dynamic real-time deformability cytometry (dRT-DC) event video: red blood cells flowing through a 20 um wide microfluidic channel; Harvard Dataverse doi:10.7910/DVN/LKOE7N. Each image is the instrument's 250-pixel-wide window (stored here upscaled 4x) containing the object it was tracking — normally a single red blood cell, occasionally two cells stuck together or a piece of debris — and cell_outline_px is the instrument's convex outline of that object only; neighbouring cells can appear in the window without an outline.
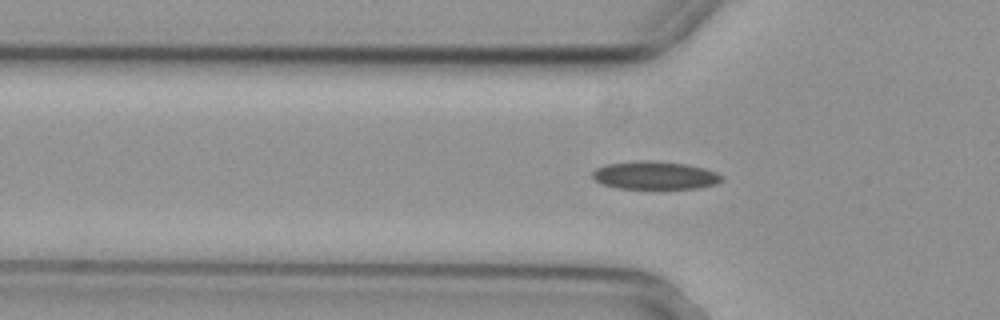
{"species": "common noctule bat (a hibernating species)", "species_latin": "Nyctalus noctula", "temperature_condition": "cold", "stored_images_in_passage": 29, "camera_frame_rate_fps": 3000, "um_per_image_px": 0.085, "animal": {"sex": "female", "body_mass_g": 29.2, "forearm_length_mm": 56.3}, "frame": {"image": 1, "passage_image": 4, "time_ms": 1.0, "image_size_px": [1000, 320], "cell_outline_px": [[724, 180], [716, 184], [700, 188], [616, 188], [600, 184], [592, 176], [592, 172], [596, 168], [608, 164], [640, 160], [648, 160], [684, 164], [704, 168], [716, 172], [724, 176]], "centroid_in_image_um": [55.68, 14.91], "position_along_channel_um": 70.1, "area_um2": 21.1}}
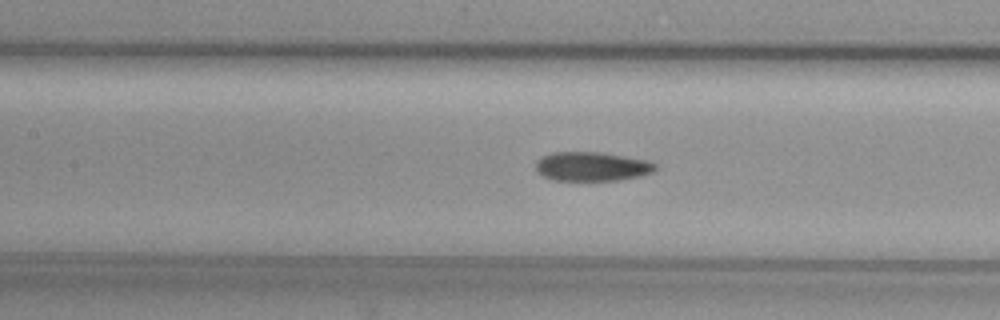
{"frame": {"image": 2, "passage_image": 11, "time_ms": 3.333, "image_size_px": [1000, 320], "cell_outline_px": [[656, 168], [652, 172], [640, 176], [620, 180], [552, 180], [536, 172], [536, 160], [552, 152], [596, 152], [648, 160], [656, 164]], "centroid_in_image_um": [50.29, 14.15], "position_along_channel_um": 157.1, "area_um2": 20.17}}
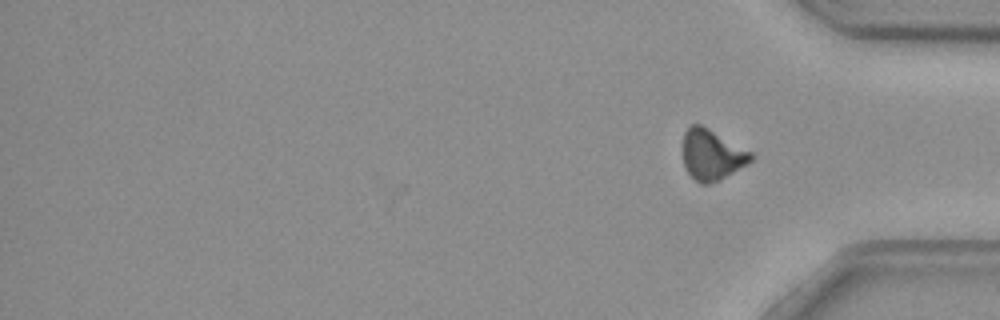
{"frame": {"image": 3, "passage_image": 29, "time_ms": 9.333, "image_size_px": [1000, 320], "cell_outline_px": [[752, 160], [748, 164], [720, 180], [708, 184], [700, 184], [684, 168], [684, 132], [692, 124], [700, 124], [708, 128], [752, 152]], "centroid_in_image_um": [60.52, 13.17], "position_along_channel_um": 374.7, "area_um2": 19.88}, "authors_computed_cell_mechanics": {"area_um2": 20.6346, "velocity_mm_per_s": 3.7046, "shape_relaxation_time_tau1_ms": 8.1062, "shape_relaxation_time_tau2_ms": null, "deformation_change_tau1": 0.1565, "deformation_change_tau2": null}}